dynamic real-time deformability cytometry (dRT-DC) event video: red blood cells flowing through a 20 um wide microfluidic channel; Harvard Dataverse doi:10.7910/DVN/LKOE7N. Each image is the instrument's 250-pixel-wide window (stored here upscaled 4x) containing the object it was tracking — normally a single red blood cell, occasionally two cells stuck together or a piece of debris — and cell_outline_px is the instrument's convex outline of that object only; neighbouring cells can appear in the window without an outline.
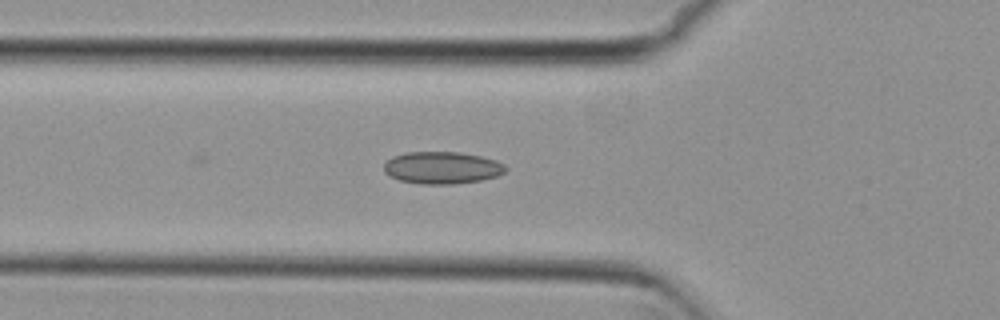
{"species": "common noctule bat (a hibernating species)", "species_latin": "Nyctalus noctula", "temperature_condition": "cold", "stored_images_in_passage": 18, "camera_frame_rate_fps": 3000, "um_per_image_px": 0.085, "animal": {"sex": "female", "body_mass_g": 29.2, "forearm_length_mm": 56.3}, "frame": {"image": 1, "passage_image": 18, "time_ms": 5.667, "image_size_px": [1000, 320], "cell_outline_px": [[508, 168], [504, 172], [496, 176], [480, 180], [452, 184], [420, 184], [400, 180], [388, 176], [384, 172], [384, 164], [392, 156], [404, 152], [460, 152], [480, 156], [496, 160], [504, 164]], "centroid_in_image_um": [37.55, 14.25], "position_along_channel_um": 88.2, "area_um2": 22.89}}